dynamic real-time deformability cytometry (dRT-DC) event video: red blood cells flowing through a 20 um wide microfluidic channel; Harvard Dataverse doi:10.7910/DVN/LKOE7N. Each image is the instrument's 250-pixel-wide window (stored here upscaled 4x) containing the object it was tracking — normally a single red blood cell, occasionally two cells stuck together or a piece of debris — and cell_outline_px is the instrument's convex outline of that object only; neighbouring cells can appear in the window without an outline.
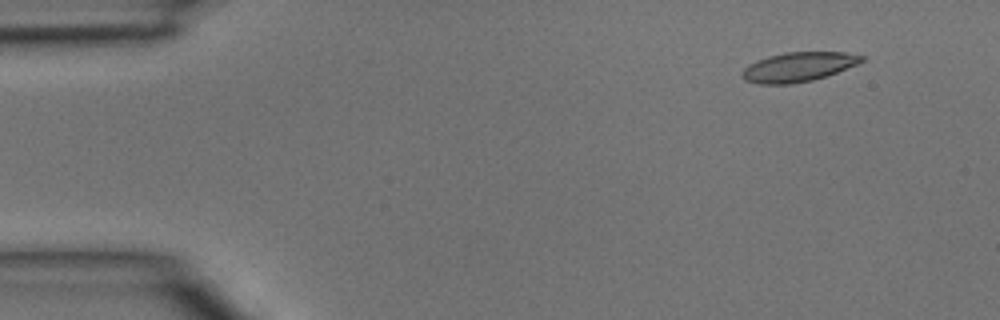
{"species": "common noctule bat (a hibernating species)", "species_latin": "Nyctalus noctula", "temperature_condition": "room temperature", "stored_images_in_passage": 4, "segment_of_instrument_passage": [1, 2], "camera_frame_rate_fps": 3000, "um_per_image_px": 0.085, "animal": {"sex": "male", "body_mass_g": 15.6}, "frame": {"image": 1, "passage_image": 1, "time_ms": 0.0, "image_size_px": [1000, 320], "cell_outline_px": [[864, 60], [856, 64], [836, 72], [812, 80], [788, 84], [760, 84], [744, 80], [740, 76], [740, 72], [748, 64], [756, 60], [768, 56], [788, 52], [844, 52], [864, 56]], "centroid_in_image_um": [67.78, 5.69], "position_along_channel_um": 17.2, "area_um2": 20.35}}